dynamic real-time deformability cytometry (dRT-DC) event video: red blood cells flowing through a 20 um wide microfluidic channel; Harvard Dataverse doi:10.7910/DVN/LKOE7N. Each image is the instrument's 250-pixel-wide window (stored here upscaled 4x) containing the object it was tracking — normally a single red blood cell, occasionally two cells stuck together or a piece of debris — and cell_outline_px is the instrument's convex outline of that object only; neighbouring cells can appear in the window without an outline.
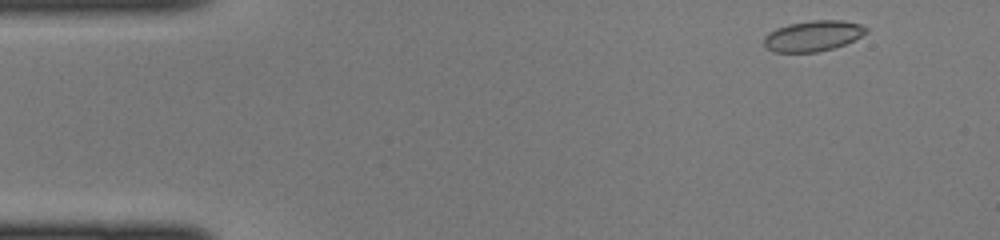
{"species": "common noctule bat (a hibernating species)", "species_latin": "Nyctalus noctula", "temperature_condition": "cold", "stored_images_in_passage": 41, "camera_frame_rate_fps": 3000, "um_per_image_px": 0.085, "animal": {"sex": "female", "body_mass_g": 22.0, "forearm_length_mm": 56.7}, "frame": {"image": 1, "passage_image": 1, "time_ms": 0.0, "image_size_px": [1000, 240], "cell_outline_px": [[868, 32], [844, 44], [832, 48], [816, 52], [776, 52], [768, 48], [764, 44], [764, 36], [768, 32], [776, 28], [788, 24], [812, 20], [844, 20], [860, 24], [868, 28]], "centroid_in_image_um": [69.1, 3.04], "position_along_channel_um": 15.9, "area_um2": 18.15}}
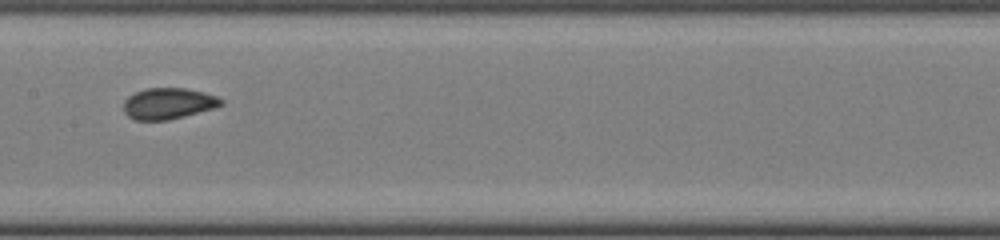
{"frame": {"image": 2, "passage_image": 19, "time_ms": 6.0, "image_size_px": [1000, 240], "cell_outline_px": [[224, 104], [212, 108], [184, 116], [168, 120], [136, 120], [128, 116], [124, 112], [124, 100], [128, 96], [136, 92], [148, 88], [184, 88], [204, 92], [216, 96], [224, 100]], "centroid_in_image_um": [14.3, 8.79], "position_along_channel_um": 193.1, "area_um2": 17.57}}
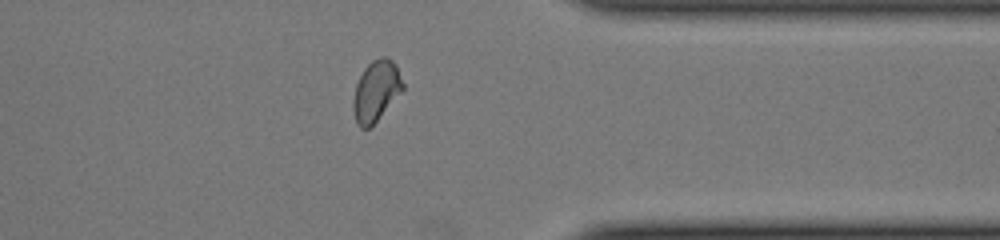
{"frame": {"image": 3, "passage_image": 32, "time_ms": 10.333, "image_size_px": [1000, 240], "cell_outline_px": [[404, 88], [376, 120], [368, 128], [360, 128], [356, 124], [352, 108], [352, 100], [356, 84], [364, 68], [372, 60], [380, 56], [388, 56], [396, 64], [404, 84]], "centroid_in_image_um": [31.95, 7.69], "position_along_channel_um": 379.5, "area_um2": 17.51}}